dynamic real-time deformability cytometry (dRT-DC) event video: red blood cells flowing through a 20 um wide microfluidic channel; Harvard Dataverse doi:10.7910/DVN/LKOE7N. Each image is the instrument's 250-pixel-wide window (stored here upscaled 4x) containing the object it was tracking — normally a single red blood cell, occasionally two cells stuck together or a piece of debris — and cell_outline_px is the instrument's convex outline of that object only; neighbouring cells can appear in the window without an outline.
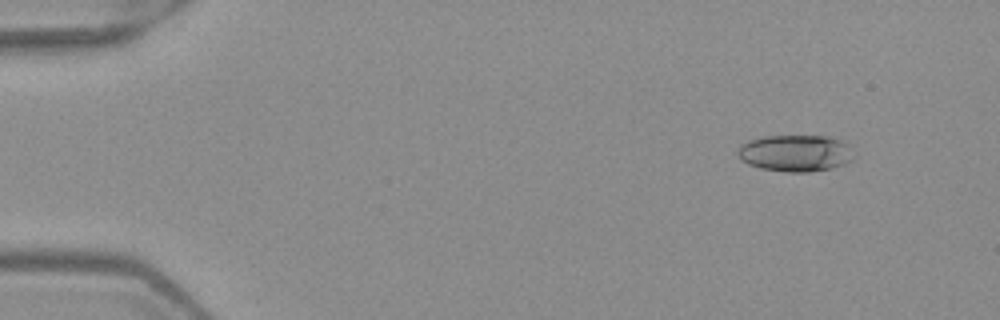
{"species": "Egyptian fruit bat (a non-hibernating species)", "species_latin": "Rousettus aegyptiacus", "temperature_condition": "warm", "stored_images_in_passage": 4, "camera_frame_rate_fps": 3000, "um_per_image_px": 0.085, "frame": {"image": 1, "passage_image": 1, "time_ms": 0.0, "image_size_px": [1000, 320], "cell_outline_px": [[856, 156], [852, 160], [844, 164], [832, 168], [808, 172], [784, 172], [760, 168], [748, 164], [740, 160], [736, 152], [740, 144], [748, 140], [764, 136], [824, 136], [840, 140], [848, 144]], "centroid_in_image_um": [67.59, 13.02], "position_along_channel_um": 17.4, "area_um2": 25.14}}
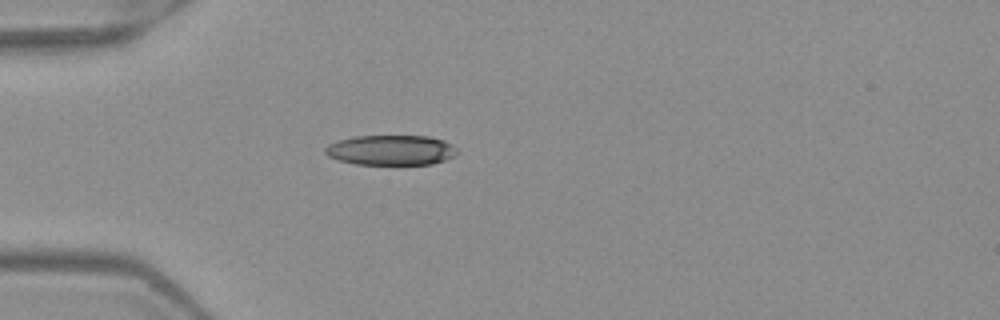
{"frame": {"image": 2, "passage_image": 4, "time_ms": 1.0, "image_size_px": [1000, 320], "cell_outline_px": [[460, 152], [444, 160], [432, 164], [356, 164], [340, 160], [328, 156], [324, 152], [324, 148], [328, 144], [340, 140], [356, 136], [428, 136], [444, 140], [456, 148]], "centroid_in_image_um": [33.24, 12.75], "position_along_channel_um": 51.8, "area_um2": 23.0}}